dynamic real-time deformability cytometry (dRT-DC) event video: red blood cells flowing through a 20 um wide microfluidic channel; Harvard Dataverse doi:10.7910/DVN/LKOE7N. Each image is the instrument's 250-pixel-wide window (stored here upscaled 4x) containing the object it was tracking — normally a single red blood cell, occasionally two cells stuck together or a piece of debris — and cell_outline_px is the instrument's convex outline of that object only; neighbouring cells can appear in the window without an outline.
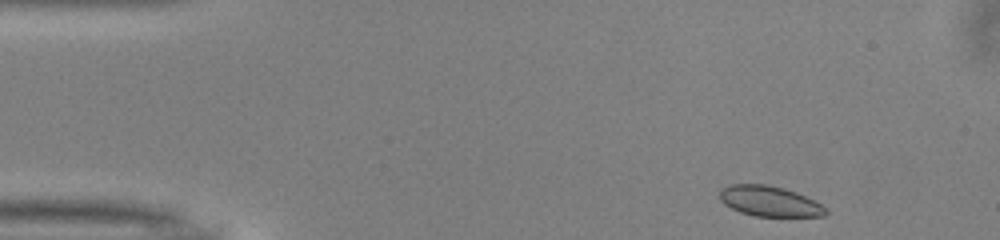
{"species": "common noctule bat (a hibernating species)", "species_latin": "Nyctalus noctula", "temperature_condition": "warm", "stored_images_in_passage": 46, "camera_frame_rate_fps": 3000, "um_per_image_px": 0.085, "animal": {"sex": "male", "body_mass_g": 13.0, "forearm_length_mm": 53.1}, "frame": {"image": 1, "passage_image": 1, "time_ms": 0.0, "image_size_px": [1000, 240], "cell_outline_px": [[828, 212], [824, 216], [752, 216], [740, 212], [724, 204], [720, 200], [720, 188], [732, 184], [764, 184], [784, 188], [796, 192], [828, 208]], "centroid_in_image_um": [65.39, 17.1], "position_along_channel_um": 19.6, "area_um2": 18.73}}
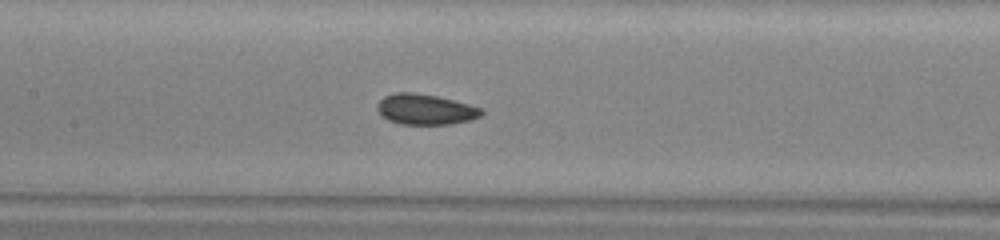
{"frame": {"image": 2, "passage_image": 19, "time_ms": 6.0, "image_size_px": [1000, 240], "cell_outline_px": [[484, 112], [480, 116], [472, 120], [452, 124], [400, 124], [388, 120], [380, 116], [376, 108], [376, 104], [384, 96], [396, 92], [412, 92], [436, 96], [468, 104], [480, 108]], "centroid_in_image_um": [36.11, 9.3], "position_along_channel_um": 171.3, "area_um2": 18.61}}
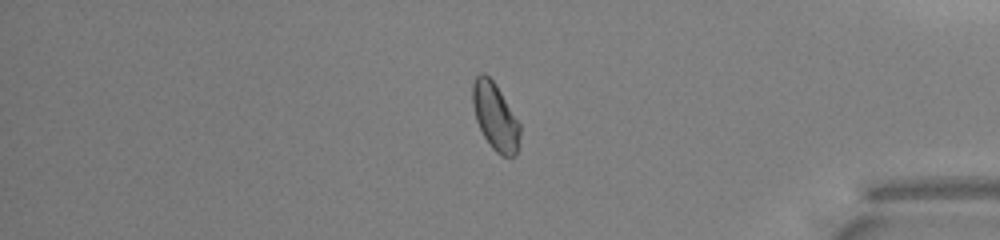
{"frame": {"image": 3, "passage_image": 38, "time_ms": 12.333, "image_size_px": [1000, 240], "cell_outline_px": [[520, 136], [516, 152], [512, 156], [500, 156], [492, 148], [484, 136], [476, 120], [472, 104], [472, 84], [476, 76], [480, 72], [484, 72], [496, 84], [520, 124]], "centroid_in_image_um": [42.07, 9.88], "position_along_channel_um": 393.1, "area_um2": 18.44}, "authors_computed_cell_mechanics": {"area_um2": 18.6694, "velocity_mm_per_s": 3.9939, "shape_relaxation_time_tau1_ms": 4.6354, "shape_relaxation_time_tau2_ms": 1.2075, "deformation_change_tau1": 0.0773, "deformation_change_tau2": 0.0333}}